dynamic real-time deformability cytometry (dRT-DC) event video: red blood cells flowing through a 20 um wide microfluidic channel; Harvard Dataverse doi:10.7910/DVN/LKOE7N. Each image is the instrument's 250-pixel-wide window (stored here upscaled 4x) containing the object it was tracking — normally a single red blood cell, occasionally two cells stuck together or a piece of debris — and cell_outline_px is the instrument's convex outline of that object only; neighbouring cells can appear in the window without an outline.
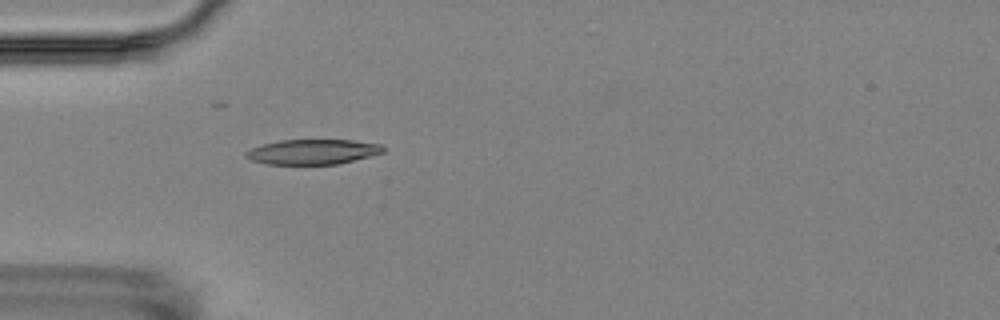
{"species": "Egyptian fruit bat (a non-hibernating species)", "species_latin": "Rousettus aegyptiacus", "temperature_condition": "room temperature", "stored_images_in_passage": 2, "camera_frame_rate_fps": 3000, "um_per_image_px": 0.085, "animal": {"sex": "female"}, "frame": {"image": 1, "passage_image": 2, "time_ms": 1.333, "image_size_px": [1000, 320], "cell_outline_px": [[384, 152], [340, 164], [268, 164], [252, 160], [244, 156], [244, 152], [252, 148], [264, 144], [280, 140], [352, 140], [380, 144], [384, 148]], "centroid_in_image_um": [26.58, 12.9], "position_along_channel_um": 58.4, "area_um2": 19.88}}